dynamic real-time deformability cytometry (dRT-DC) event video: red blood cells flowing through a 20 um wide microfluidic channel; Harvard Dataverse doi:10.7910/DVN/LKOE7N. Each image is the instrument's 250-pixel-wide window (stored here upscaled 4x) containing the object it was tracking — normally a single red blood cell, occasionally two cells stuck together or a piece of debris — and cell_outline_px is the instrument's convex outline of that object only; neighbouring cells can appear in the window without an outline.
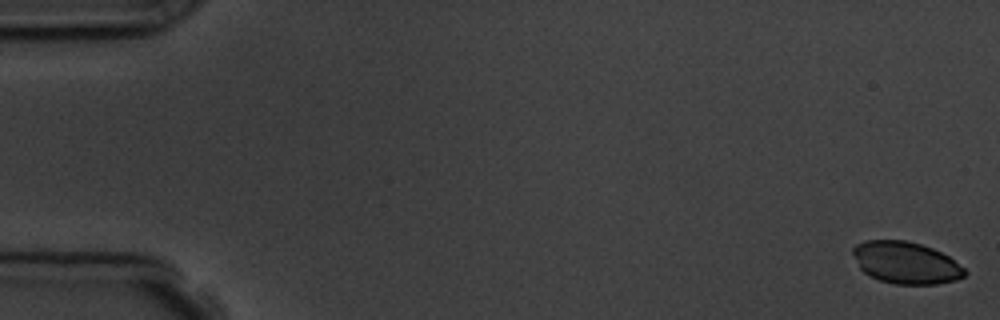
{"species": "common noctule bat (a hibernating species)", "species_latin": "Nyctalus noctula", "temperature_condition": "room temperature", "stored_images_in_passage": 8, "camera_frame_rate_fps": 3000, "um_per_image_px": 0.085, "animal": {"sex": "male", "body_mass_g": 19.5, "forearm_length_mm": 54.6}, "frame": {"image": 1, "passage_image": 1, "time_ms": 0.0, "image_size_px": [1000, 320], "cell_outline_px": [[968, 272], [964, 276], [956, 280], [936, 284], [896, 284], [880, 280], [868, 276], [860, 268], [852, 252], [852, 248], [856, 244], [864, 240], [908, 240], [932, 248], [948, 256], [964, 268]], "centroid_in_image_um": [76.99, 22.33], "position_along_channel_um": 8.0, "area_um2": 27.34}}
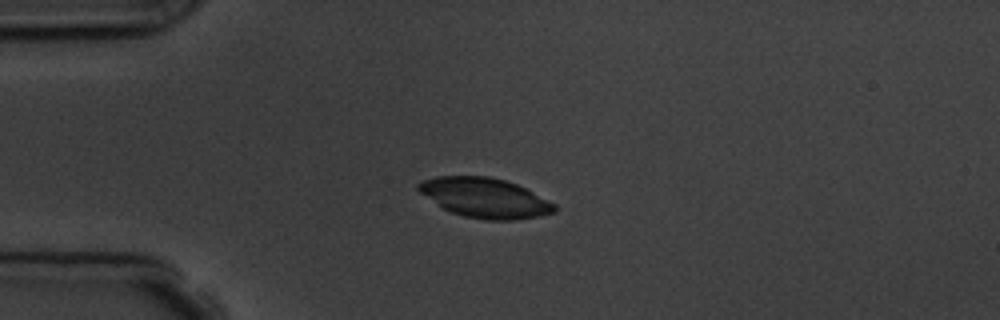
{"frame": {"image": 2, "passage_image": 4, "time_ms": 4.333, "image_size_px": [1000, 320], "cell_outline_px": [[556, 212], [540, 216], [516, 220], [484, 220], [464, 216], [452, 212], [444, 208], [420, 192], [416, 188], [416, 184], [424, 180], [436, 176], [488, 176], [504, 180], [516, 184], [556, 204]], "centroid_in_image_um": [41.23, 16.82], "position_along_channel_um": 43.8, "area_um2": 31.27}}